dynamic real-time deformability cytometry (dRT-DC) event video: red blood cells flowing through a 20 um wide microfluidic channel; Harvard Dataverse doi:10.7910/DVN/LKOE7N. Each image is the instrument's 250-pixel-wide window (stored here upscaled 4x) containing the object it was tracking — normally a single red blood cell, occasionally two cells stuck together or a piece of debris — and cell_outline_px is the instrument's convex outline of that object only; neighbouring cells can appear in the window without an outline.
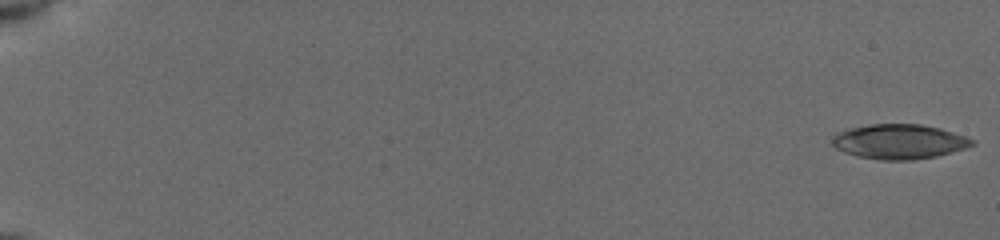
{"species": "common noctule bat (a hibernating species)", "species_latin": "Nyctalus noctula", "temperature_condition": "cold", "stored_images_in_passage": 35, "camera_frame_rate_fps": 3000, "um_per_image_px": 0.085, "animal": {"sex": "female", "body_mass_g": 19.5, "forearm_length_mm": 54.1}, "frame": {"image": 1, "passage_image": 1, "time_ms": 0.0, "image_size_px": [1000, 240], "cell_outline_px": [[976, 144], [964, 148], [936, 156], [912, 160], [880, 160], [860, 156], [844, 152], [836, 148], [832, 144], [832, 136], [836, 132], [868, 124], [920, 124], [940, 128], [976, 140]], "centroid_in_image_um": [76.42, 12.03], "position_along_channel_um": 8.6, "area_um2": 28.21}}